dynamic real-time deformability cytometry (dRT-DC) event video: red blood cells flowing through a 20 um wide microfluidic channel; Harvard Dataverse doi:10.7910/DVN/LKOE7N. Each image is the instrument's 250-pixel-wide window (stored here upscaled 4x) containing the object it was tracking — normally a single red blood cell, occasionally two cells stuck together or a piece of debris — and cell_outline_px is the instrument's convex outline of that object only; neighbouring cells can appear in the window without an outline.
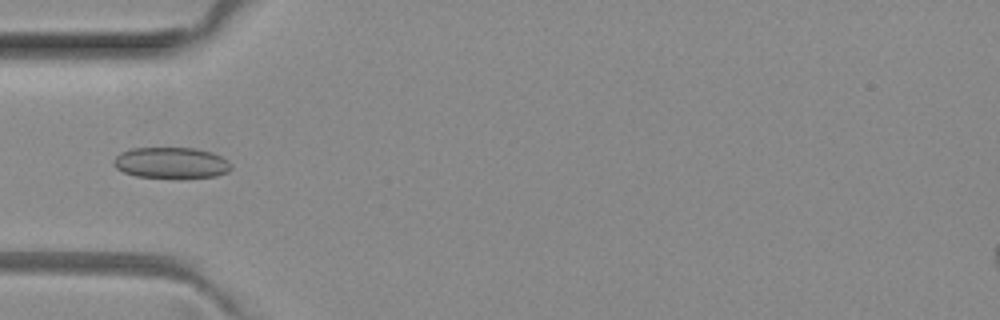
{"species": "common noctule bat (a hibernating species)", "species_latin": "Nyctalus noctula", "temperature_condition": "room temperature", "stored_images_in_passage": 4, "camera_frame_rate_fps": 3000, "um_per_image_px": 0.085, "animal": {"sex": "female", "body_mass_g": 29.2, "forearm_length_mm": 56.3}, "frame": {"image": 1, "passage_image": 4, "time_ms": 1.0, "image_size_px": [1000, 320], "cell_outline_px": [[232, 168], [228, 172], [216, 176], [180, 180], [136, 176], [124, 172], [116, 168], [112, 164], [112, 160], [120, 152], [132, 148], [196, 148], [212, 152], [228, 160], [232, 164]], "centroid_in_image_um": [14.57, 13.87], "position_along_channel_um": 70.4, "area_um2": 22.08}}